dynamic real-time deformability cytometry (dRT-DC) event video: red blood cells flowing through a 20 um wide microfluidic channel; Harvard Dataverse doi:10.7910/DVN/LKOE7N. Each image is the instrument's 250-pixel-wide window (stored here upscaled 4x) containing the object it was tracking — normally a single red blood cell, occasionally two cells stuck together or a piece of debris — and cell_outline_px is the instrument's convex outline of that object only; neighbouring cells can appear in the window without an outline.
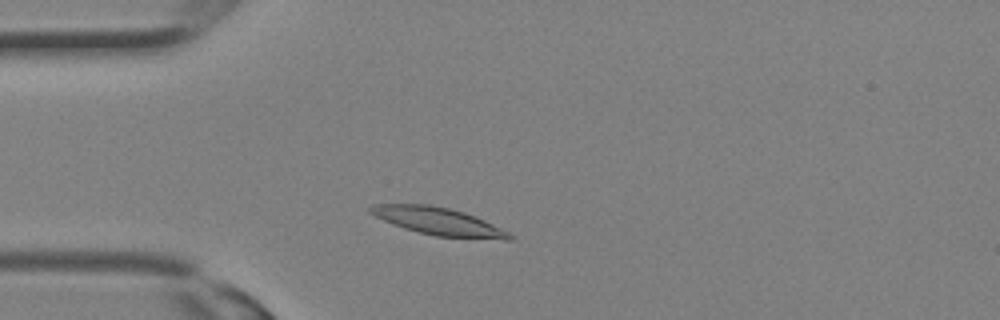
{"species": "Egyptian fruit bat (a non-hibernating species)", "species_latin": "Rousettus aegyptiacus", "temperature_condition": "room temperature", "stored_images_in_passage": 11, "camera_frame_rate_fps": 3000, "um_per_image_px": 0.085, "animal": {"sex": "female"}, "frame": {"image": 1, "passage_image": 4, "time_ms": 1.0, "image_size_px": [1000, 320], "cell_outline_px": [[516, 236], [512, 240], [504, 240], [436, 236], [404, 228], [392, 224], [368, 212], [368, 208], [372, 204], [428, 204], [448, 208], [464, 212], [484, 220]], "centroid_in_image_um": [37.28, 18.82], "position_along_channel_um": 47.7, "area_um2": 22.25}}
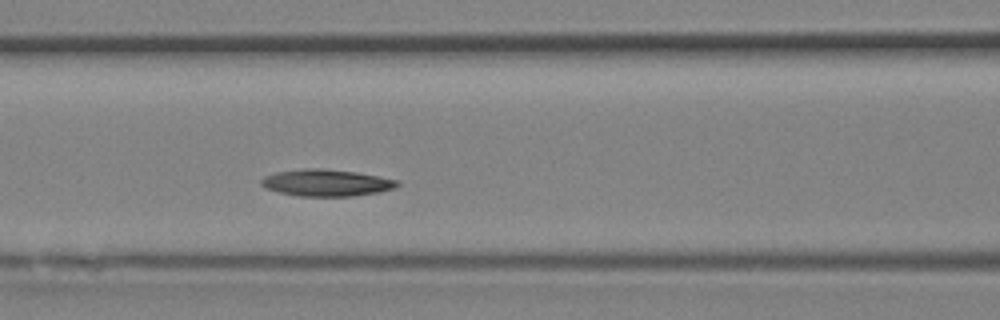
{"frame": {"image": 2, "passage_image": 9, "time_ms": 2.667, "image_size_px": [1000, 320], "cell_outline_px": [[400, 184], [392, 188], [380, 192], [352, 196], [300, 196], [280, 192], [264, 188], [260, 184], [260, 180], [264, 176], [276, 172], [304, 168], [324, 168], [356, 172], [380, 176], [400, 180]], "centroid_in_image_um": [27.74, 15.52], "position_along_channel_um": 138.9, "area_um2": 21.39}}
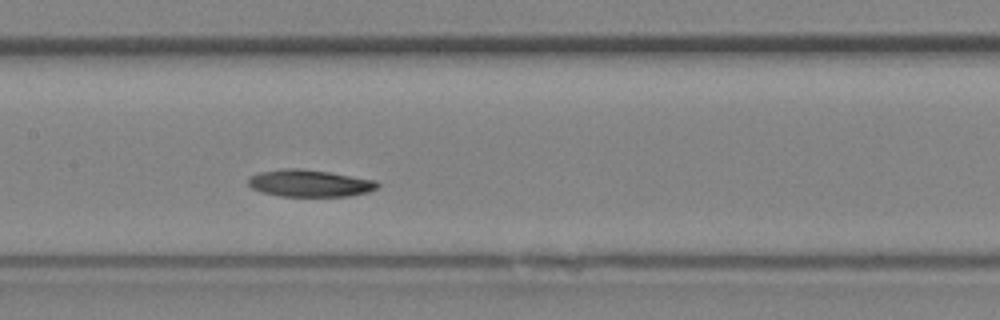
{"frame": {"image": 3, "passage_image": 11, "time_ms": 3.333, "image_size_px": [1000, 320], "cell_outline_px": [[380, 188], [368, 192], [348, 196], [280, 196], [260, 192], [252, 188], [248, 184], [248, 176], [260, 172], [288, 168], [300, 168], [328, 172], [376, 180], [380, 184]], "centroid_in_image_um": [26.33, 15.58], "position_along_channel_um": 181.1, "area_um2": 20.46}}